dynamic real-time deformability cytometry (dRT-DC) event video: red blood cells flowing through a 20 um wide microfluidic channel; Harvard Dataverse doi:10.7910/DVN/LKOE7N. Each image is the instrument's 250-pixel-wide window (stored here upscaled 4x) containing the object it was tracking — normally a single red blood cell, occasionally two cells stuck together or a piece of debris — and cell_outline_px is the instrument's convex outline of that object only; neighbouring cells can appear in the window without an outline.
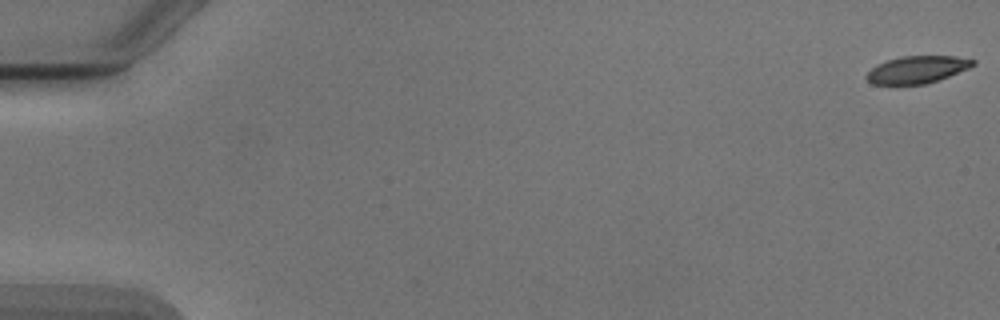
{"species": "Egyptian fruit bat (a non-hibernating species)", "species_latin": "Rousettus aegyptiacus", "temperature_condition": "cold", "stored_images_in_passage": 22, "camera_frame_rate_fps": 3000, "um_per_image_px": 0.085, "animal": {"sex": "male"}, "frame": {"image": 1, "passage_image": 1, "time_ms": 0.0, "image_size_px": [1000, 320], "cell_outline_px": [[976, 64], [968, 68], [948, 76], [924, 84], [872, 84], [864, 76], [876, 64], [900, 56], [956, 56], [976, 60]], "centroid_in_image_um": [77.94, 5.9], "position_along_channel_um": 7.1, "area_um2": 16.76}}
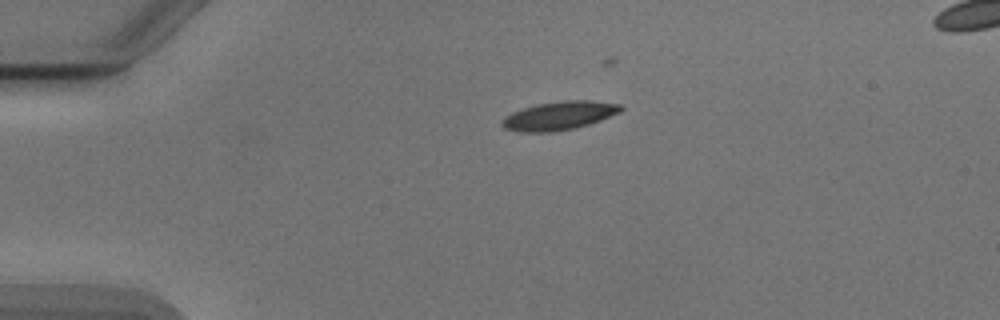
{"frame": {"image": 2, "passage_image": 13, "time_ms": 4.0, "image_size_px": [1000, 320], "cell_outline_px": [[624, 108], [620, 112], [600, 120], [588, 124], [572, 128], [552, 132], [520, 132], [504, 128], [500, 124], [500, 120], [504, 116], [512, 112], [524, 108], [540, 104], [564, 100], [592, 100], [620, 104]], "centroid_in_image_um": [47.51, 9.83], "position_along_channel_um": 37.5, "area_um2": 19.65}}
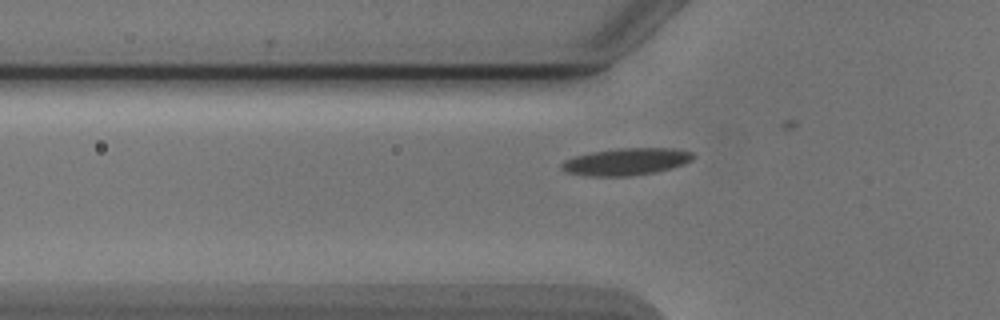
{"frame": {"image": 3, "passage_image": 19, "time_ms": 6.0, "image_size_px": [1000, 320], "cell_outline_px": [[696, 156], [692, 160], [684, 164], [672, 168], [656, 172], [628, 176], [588, 176], [568, 172], [560, 168], [560, 164], [564, 160], [576, 156], [592, 152], [620, 148], [672, 148], [692, 152]], "centroid_in_image_um": [53.25, 13.74], "position_along_channel_um": 72.5, "area_um2": 20.75}}